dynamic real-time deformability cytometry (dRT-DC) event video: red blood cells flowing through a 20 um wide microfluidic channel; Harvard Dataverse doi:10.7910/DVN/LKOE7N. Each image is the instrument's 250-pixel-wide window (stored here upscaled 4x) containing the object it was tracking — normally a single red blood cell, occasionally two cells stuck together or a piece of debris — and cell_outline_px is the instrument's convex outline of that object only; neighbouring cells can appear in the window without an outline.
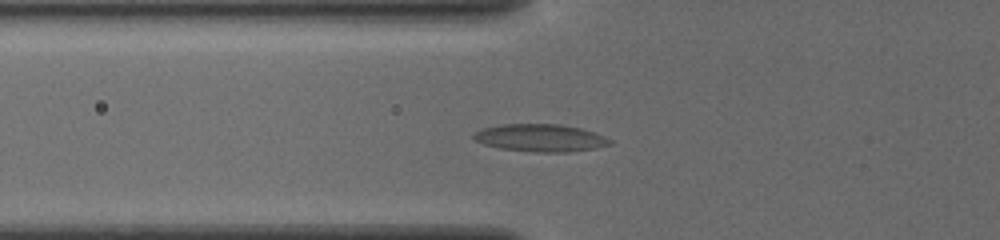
{"species": "common noctule bat (a hibernating species)", "species_latin": "Nyctalus noctula", "temperature_condition": "cold", "stored_images_in_passage": 38, "camera_frame_rate_fps": 3000, "um_per_image_px": 0.085, "animal": {"sex": "female", "body_mass_g": 19.5, "forearm_length_mm": 54.1}, "frame": {"image": 1, "passage_image": 5, "time_ms": 1.333, "image_size_px": [1000, 240], "cell_outline_px": [[612, 144], [596, 148], [568, 152], [536, 152], [500, 148], [484, 144], [476, 140], [472, 136], [472, 132], [480, 128], [504, 124], [560, 124], [580, 128], [604, 136], [612, 140]], "centroid_in_image_um": [45.91, 11.71], "position_along_channel_um": 79.9, "area_um2": 21.85}}
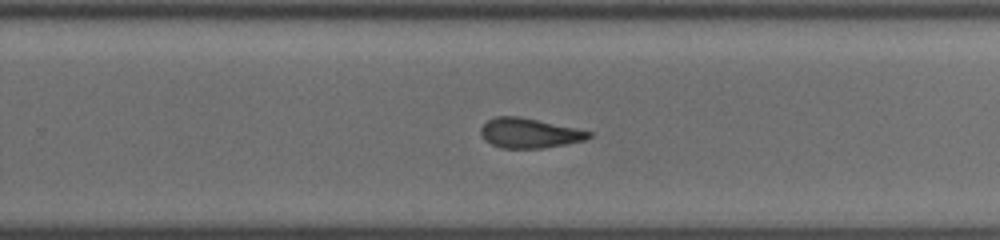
{"frame": {"image": 2, "passage_image": 21, "time_ms": 6.667, "image_size_px": [1000, 240], "cell_outline_px": [[592, 136], [588, 140], [568, 144], [544, 148], [500, 148], [484, 140], [480, 132], [480, 128], [488, 120], [496, 116], [516, 116], [536, 120], [592, 132]], "centroid_in_image_um": [44.99, 11.33], "position_along_channel_um": 284.8, "area_um2": 18.67}}
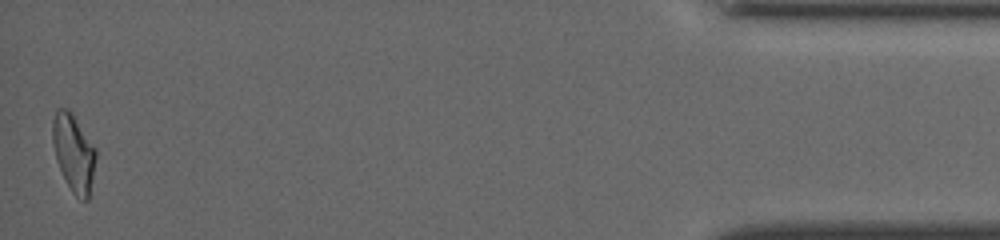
{"frame": {"image": 3, "passage_image": 38, "time_ms": 12.333, "image_size_px": [1000, 240], "cell_outline_px": [[96, 156], [88, 200], [80, 200], [72, 192], [56, 160], [52, 144], [52, 120], [56, 108], [68, 108], [72, 112], [96, 148]], "centroid_in_image_um": [6.24, 12.94], "position_along_channel_um": 429.0, "area_um2": 19.54}, "authors_computed_cell_mechanics": {"area_um2": 19.4208, "velocity_mm_per_s": 3.8499, "shape_relaxation_time_tau1_ms": 4.6654, "shape_relaxation_time_tau2_ms": 2.8319, "deformation_change_tau1": 0.1517, "deformation_change_tau2": 0.1152}}